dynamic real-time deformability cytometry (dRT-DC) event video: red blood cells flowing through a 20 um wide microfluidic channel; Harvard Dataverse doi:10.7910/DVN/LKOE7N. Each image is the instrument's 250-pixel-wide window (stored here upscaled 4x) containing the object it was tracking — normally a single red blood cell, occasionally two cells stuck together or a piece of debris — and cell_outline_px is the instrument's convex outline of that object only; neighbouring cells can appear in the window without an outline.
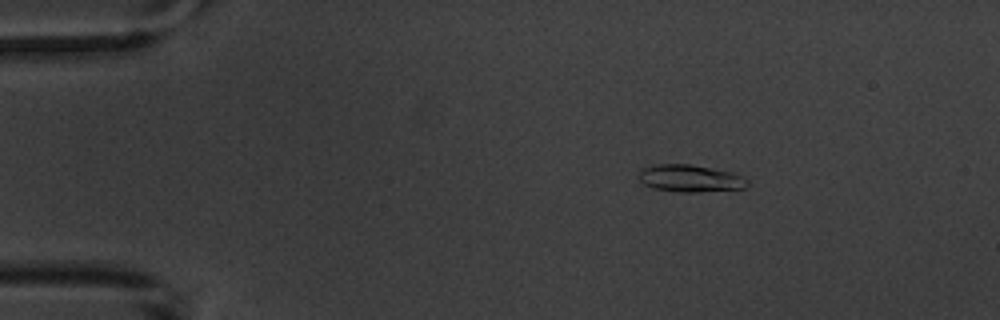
{"species": "common noctule bat (a hibernating species)", "species_latin": "Nyctalus noctula", "temperature_condition": "warm", "stored_images_in_passage": 3, "camera_frame_rate_fps": 3000, "um_per_image_px": 0.085, "animal": {"sex": "male", "body_mass_g": 20.1, "forearm_length_mm": 53.5}, "frame": {"image": 1, "passage_image": 1, "time_ms": 0.0, "image_size_px": [1000, 320], "cell_outline_px": [[748, 184], [744, 188], [696, 192], [676, 192], [652, 188], [644, 184], [640, 180], [640, 168], [656, 164], [688, 164], [732, 172], [744, 176], [748, 180]], "centroid_in_image_um": [58.66, 15.16], "position_along_channel_um": 26.3, "area_um2": 17.22}}